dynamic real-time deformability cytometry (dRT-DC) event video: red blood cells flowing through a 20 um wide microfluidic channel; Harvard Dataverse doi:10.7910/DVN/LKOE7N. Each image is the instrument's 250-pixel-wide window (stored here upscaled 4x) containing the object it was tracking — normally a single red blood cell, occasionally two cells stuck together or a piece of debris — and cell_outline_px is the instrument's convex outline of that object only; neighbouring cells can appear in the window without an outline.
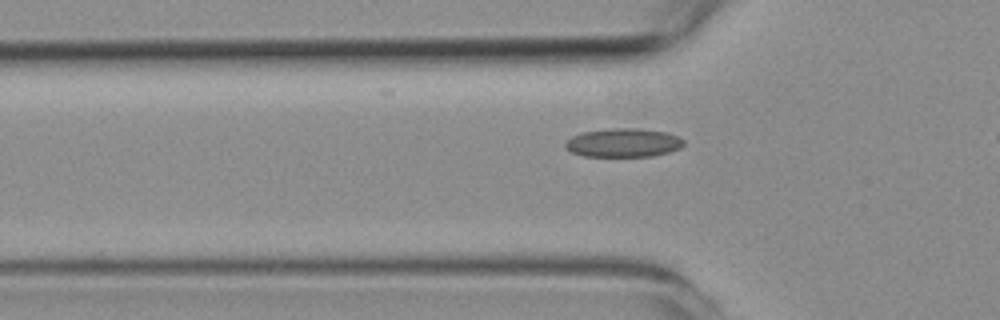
{"species": "common noctule bat (a hibernating species)", "species_latin": "Nyctalus noctula", "temperature_condition": "room temperature", "stored_images_in_passage": 37, "camera_frame_rate_fps": 3000, "um_per_image_px": 0.085, "animal": {"sex": "female", "body_mass_g": 19.3, "forearm_length_mm": 54.1}, "frame": {"image": 1, "passage_image": 10, "time_ms": 3.0, "image_size_px": [1000, 320], "cell_outline_px": [[684, 144], [680, 148], [668, 152], [652, 156], [584, 156], [572, 152], [564, 144], [572, 136], [584, 132], [608, 128], [640, 128], [664, 132], [676, 136], [684, 140]], "centroid_in_image_um": [52.99, 12.13], "position_along_channel_um": 72.8, "area_um2": 19.59}}
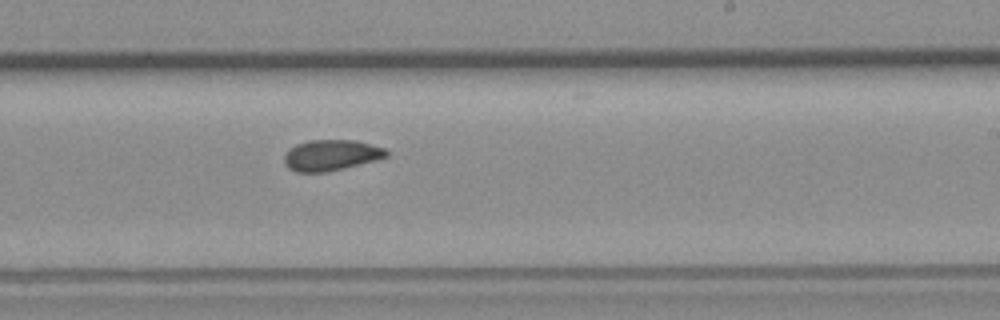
{"frame": {"image": 2, "passage_image": 25, "time_ms": 8.0, "image_size_px": [1000, 320], "cell_outline_px": [[388, 156], [376, 160], [328, 172], [296, 172], [288, 168], [284, 164], [284, 156], [288, 148], [296, 144], [308, 140], [356, 140], [384, 148], [388, 152]], "centroid_in_image_um": [28.11, 13.19], "position_along_channel_um": 260.9, "area_um2": 18.5}}
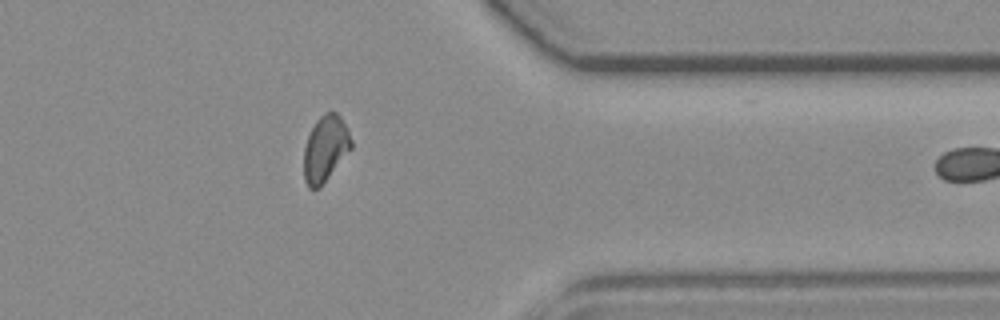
{"frame": {"image": 3, "passage_image": 36, "time_ms": 11.667, "image_size_px": [1000, 320], "cell_outline_px": [[352, 148], [320, 188], [308, 188], [304, 180], [304, 148], [308, 136], [316, 120], [324, 112], [336, 112], [340, 116], [348, 128], [352, 140]], "centroid_in_image_um": [27.66, 12.63], "position_along_channel_um": 383.7, "area_um2": 18.32}}